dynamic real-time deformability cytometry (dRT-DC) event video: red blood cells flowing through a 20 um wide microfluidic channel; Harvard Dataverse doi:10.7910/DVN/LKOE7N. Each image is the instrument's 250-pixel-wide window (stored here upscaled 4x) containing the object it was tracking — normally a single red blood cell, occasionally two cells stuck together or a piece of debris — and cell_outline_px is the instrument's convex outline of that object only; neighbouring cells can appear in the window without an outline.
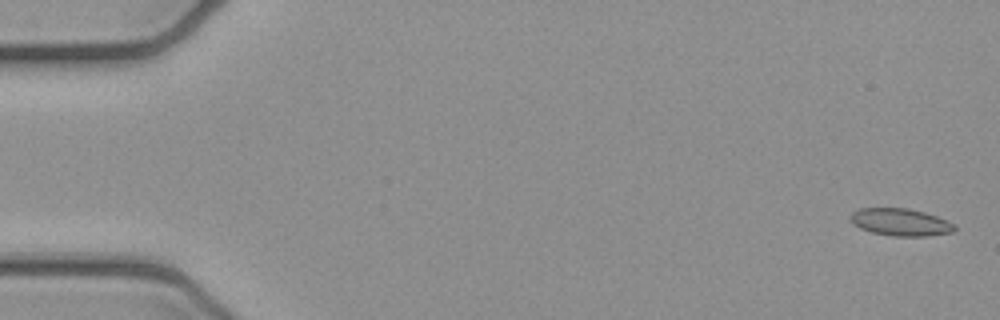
{"species": "common noctule bat (a hibernating species)", "species_latin": "Nyctalus noctula", "temperature_condition": "cold", "stored_images_in_passage": 5, "camera_frame_rate_fps": 3000, "um_per_image_px": 0.085, "animal": {"sex": "female", "body_mass_g": 21.9}, "frame": {"image": 1, "passage_image": 1, "time_ms": 0.0, "image_size_px": [1000, 320], "cell_outline_px": [[956, 228], [952, 232], [928, 236], [892, 236], [872, 232], [860, 228], [852, 224], [852, 212], [860, 208], [908, 208], [924, 212], [936, 216], [956, 224]], "centroid_in_image_um": [76.56, 18.88], "position_along_channel_um": 8.4, "area_um2": 16.53}}
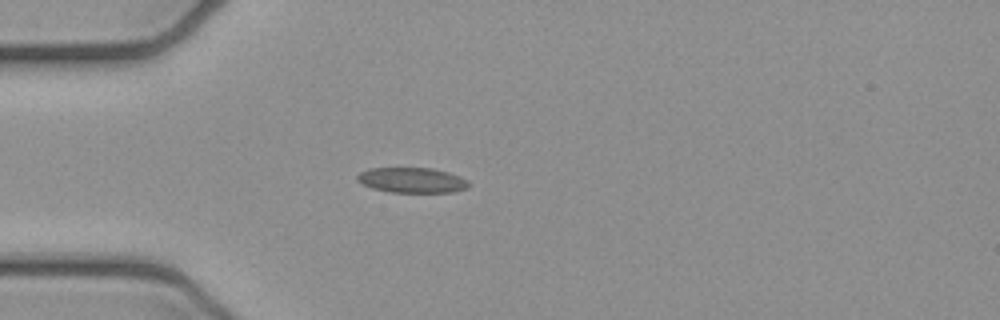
{"frame": {"image": 2, "passage_image": 4, "time_ms": 1.0, "image_size_px": [1000, 320], "cell_outline_px": [[468, 188], [456, 192], [388, 192], [372, 188], [356, 180], [356, 176], [360, 172], [368, 168], [432, 168], [448, 172], [460, 176], [468, 180]], "centroid_in_image_um": [35.02, 15.31], "position_along_channel_um": 50.0, "area_um2": 16.47}}